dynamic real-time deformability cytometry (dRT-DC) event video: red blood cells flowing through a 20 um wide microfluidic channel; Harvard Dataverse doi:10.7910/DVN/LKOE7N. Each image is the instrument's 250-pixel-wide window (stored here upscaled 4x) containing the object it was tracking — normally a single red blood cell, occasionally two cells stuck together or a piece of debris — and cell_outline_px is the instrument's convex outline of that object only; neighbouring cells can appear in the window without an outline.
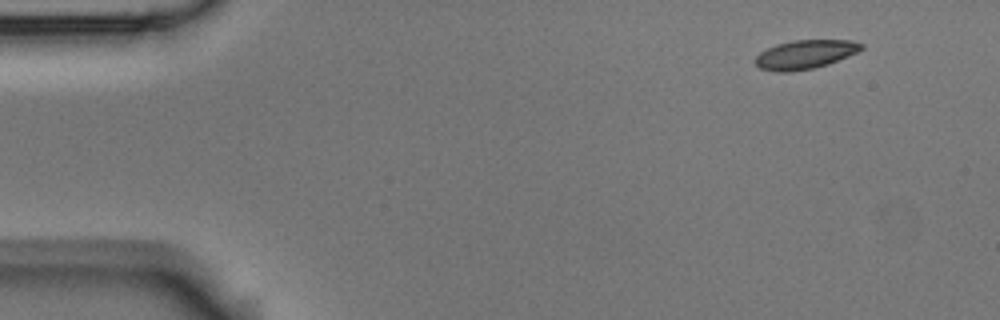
{"species": "Egyptian fruit bat (a non-hibernating species)", "species_latin": "Rousettus aegyptiacus", "temperature_condition": "room temperature", "stored_images_in_passage": 4, "camera_frame_rate_fps": 3000, "um_per_image_px": 0.085, "animal": {"sex": "male"}, "frame": {"image": 1, "passage_image": 1, "time_ms": 0.0, "image_size_px": [1000, 320], "cell_outline_px": [[864, 48], [848, 56], [828, 64], [812, 68], [788, 72], [776, 72], [760, 68], [752, 60], [760, 52], [776, 44], [792, 40], [852, 40], [864, 44]], "centroid_in_image_um": [68.41, 4.62], "position_along_channel_um": 16.6, "area_um2": 17.86}}
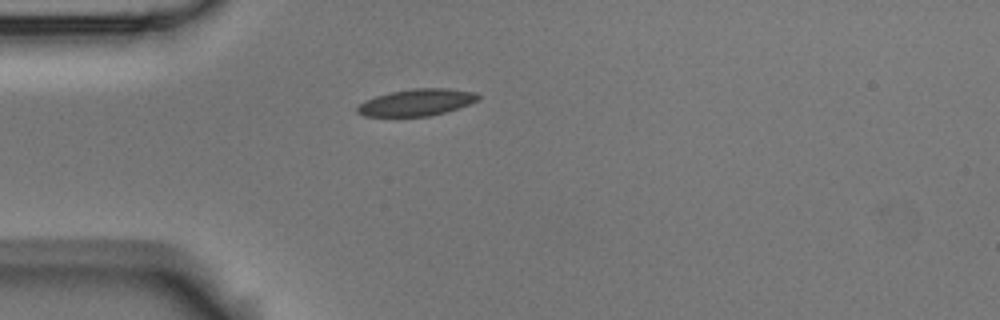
{"frame": {"image": 2, "passage_image": 4, "time_ms": 1.0, "image_size_px": [1000, 320], "cell_outline_px": [[480, 100], [444, 112], [428, 116], [364, 116], [356, 112], [356, 108], [364, 100], [376, 96], [392, 92], [412, 88], [448, 88], [476, 92], [480, 96]], "centroid_in_image_um": [35.41, 8.69], "position_along_channel_um": 49.6, "area_um2": 18.79}}